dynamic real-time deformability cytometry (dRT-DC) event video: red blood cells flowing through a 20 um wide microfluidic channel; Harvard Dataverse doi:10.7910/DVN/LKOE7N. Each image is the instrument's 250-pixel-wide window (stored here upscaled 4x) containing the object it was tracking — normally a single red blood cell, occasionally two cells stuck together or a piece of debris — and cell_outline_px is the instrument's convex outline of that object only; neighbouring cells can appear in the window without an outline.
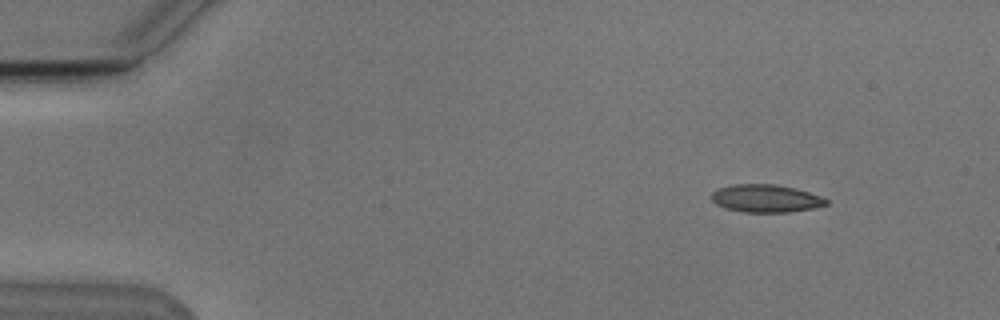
{"species": "Egyptian fruit bat (a non-hibernating species)", "species_latin": "Rousettus aegyptiacus", "temperature_condition": "cold", "stored_images_in_passage": 4, "camera_frame_rate_fps": 3000, "um_per_image_px": 0.085, "animal": {"sex": "male"}, "frame": {"image": 1, "passage_image": 1, "time_ms": 0.0, "image_size_px": [1000, 320], "cell_outline_px": [[828, 204], [812, 208], [788, 212], [744, 212], [724, 208], [716, 204], [712, 200], [712, 192], [716, 188], [736, 184], [776, 184], [796, 188], [820, 196], [828, 200]], "centroid_in_image_um": [65.07, 16.86], "position_along_channel_um": 19.9, "area_um2": 18.55}}
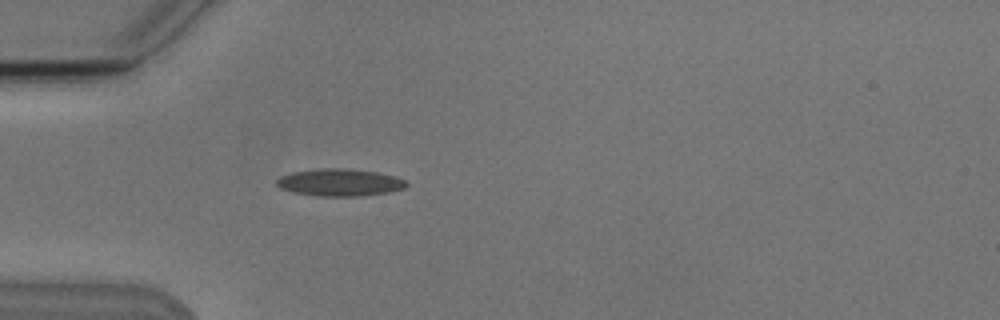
{"frame": {"image": 2, "passage_image": 4, "time_ms": 3.333, "image_size_px": [1000, 320], "cell_outline_px": [[408, 184], [404, 188], [388, 192], [356, 196], [320, 196], [292, 192], [280, 188], [276, 184], [276, 180], [280, 176], [292, 172], [320, 168], [348, 168], [376, 172], [396, 176], [404, 180]], "centroid_in_image_um": [28.85, 15.5], "position_along_channel_um": 56.1, "area_um2": 20.58}}